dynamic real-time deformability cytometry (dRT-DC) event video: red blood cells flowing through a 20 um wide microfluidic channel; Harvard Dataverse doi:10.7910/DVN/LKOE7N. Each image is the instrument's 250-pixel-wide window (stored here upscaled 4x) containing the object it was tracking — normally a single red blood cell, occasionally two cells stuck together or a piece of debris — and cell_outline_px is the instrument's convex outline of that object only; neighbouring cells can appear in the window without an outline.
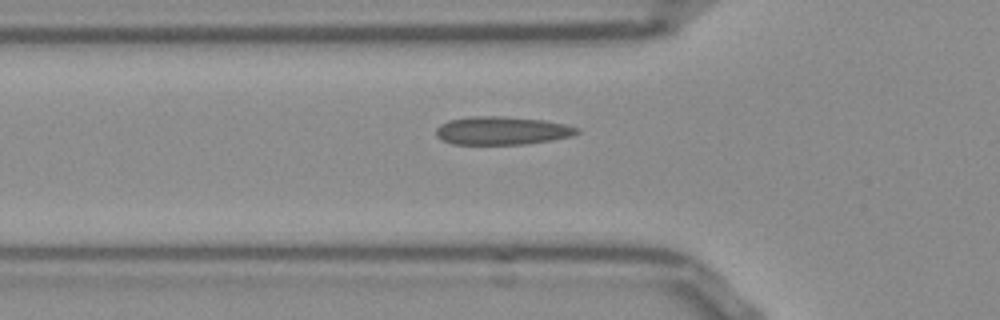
{"species": "Egyptian fruit bat (a non-hibernating species)", "species_latin": "Rousettus aegyptiacus", "temperature_condition": "room temperature", "stored_images_in_passage": 39, "camera_frame_rate_fps": 3000, "um_per_image_px": 0.085, "frame": {"image": 1, "passage_image": 4, "time_ms": 1.0, "image_size_px": [1000, 320], "cell_outline_px": [[580, 132], [572, 136], [552, 140], [524, 144], [452, 144], [436, 136], [436, 128], [440, 124], [448, 120], [472, 116], [504, 116], [544, 120], [564, 124], [580, 128]], "centroid_in_image_um": [42.67, 11.1], "position_along_channel_um": 83.1, "area_um2": 23.24}}
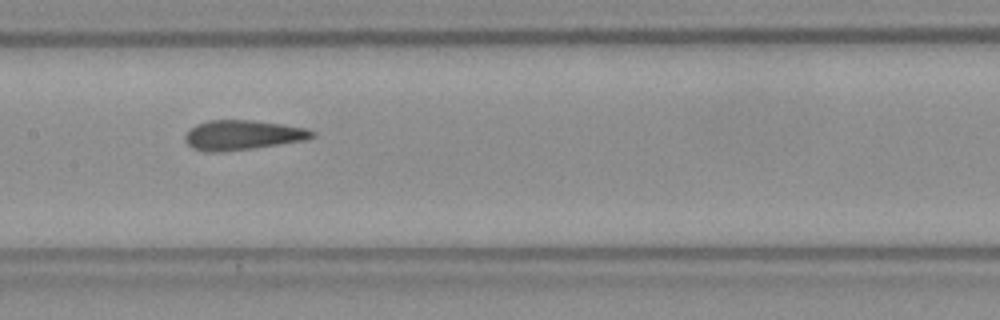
{"frame": {"image": 2, "passage_image": 12, "time_ms": 3.667, "image_size_px": [1000, 320], "cell_outline_px": [[316, 136], [304, 140], [252, 148], [220, 152], [208, 152], [192, 148], [184, 140], [184, 136], [196, 124], [208, 120], [252, 120], [308, 128], [316, 132]], "centroid_in_image_um": [20.62, 11.47], "position_along_channel_um": 186.8, "area_um2": 21.91}}
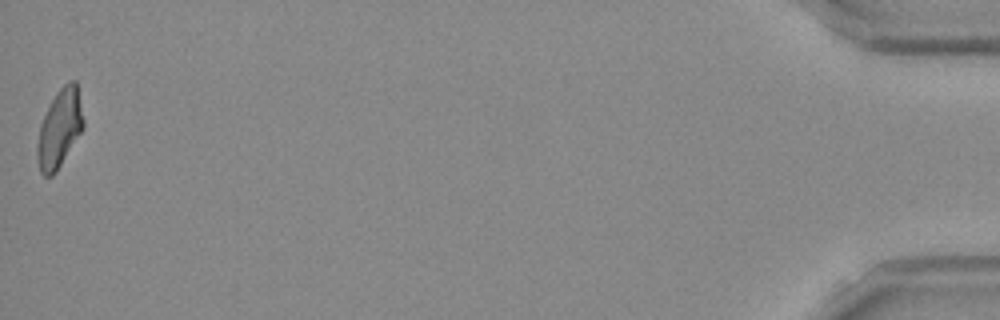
{"frame": {"image": 3, "passage_image": 39, "time_ms": 12.667, "image_size_px": [1000, 320], "cell_outline_px": [[84, 128], [56, 172], [52, 176], [44, 176], [40, 172], [36, 156], [36, 148], [40, 124], [56, 92], [68, 80], [76, 80], [84, 120]], "centroid_in_image_um": [5.06, 10.93], "position_along_channel_um": 430.1, "area_um2": 21.04}, "authors_computed_cell_mechanics": {"area_um2": 21.675, "velocity_mm_per_s": 3.8467, "shape_relaxation_time_tau1_ms": null, "shape_relaxation_time_tau2_ms": 1.6804, "deformation_change_tau1": null, "deformation_change_tau2": 0.0818}}